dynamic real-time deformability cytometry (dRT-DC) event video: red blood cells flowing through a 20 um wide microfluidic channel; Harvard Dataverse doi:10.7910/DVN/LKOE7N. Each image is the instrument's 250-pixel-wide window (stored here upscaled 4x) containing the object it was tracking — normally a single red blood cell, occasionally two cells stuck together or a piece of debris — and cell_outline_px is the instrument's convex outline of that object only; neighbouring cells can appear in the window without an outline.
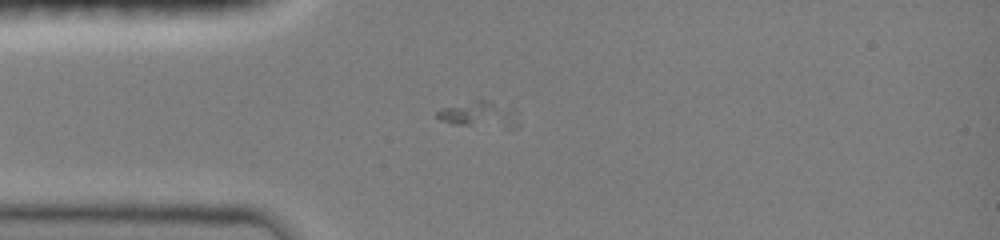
{"species": "common noctule bat (a hibernating species)", "species_latin": "Nyctalus noctula", "temperature_condition": "room temperature", "stored_images_in_passage": 38, "camera_frame_rate_fps": 3000, "um_per_image_px": 0.085, "animal": {"sex": "female", "body_mass_g": 19.0, "forearm_length_mm": 51.5}, "frame": {"image": 1, "passage_image": 1, "time_ms": 0.0, "image_size_px": [1000, 240], "cell_outline_px": [[516, 128], [508, 128], [452, 124], [440, 120], [436, 116], [436, 112], [440, 108], [476, 100], [488, 100], [516, 108]], "centroid_in_image_um": [40.75, 9.72], "position_along_channel_um": 44.2, "area_um2": 12.43}}
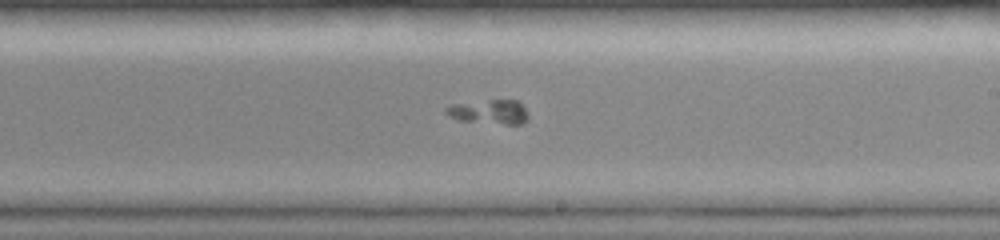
{"frame": {"image": 2, "passage_image": 17, "time_ms": 5.333, "image_size_px": [1000, 240], "cell_outline_px": [[528, 120], [524, 124], [504, 124], [460, 120], [448, 116], [444, 112], [444, 108], [452, 104], [488, 100], [516, 100], [528, 112]], "centroid_in_image_um": [41.59, 9.51], "position_along_channel_um": 247.4, "area_um2": 11.68}}
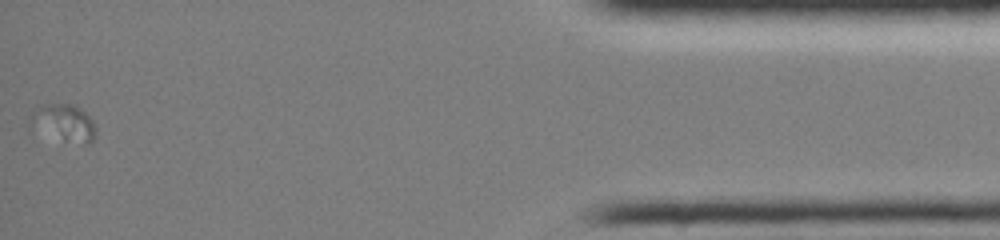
{"frame": {"image": 3, "passage_image": 38, "time_ms": 11.667, "image_size_px": [1000, 240], "cell_outline_px": [[96, 136], [88, 144], [84, 144], [28, 132], [28, 120], [32, 112], [44, 104], [76, 104], [92, 120], [96, 128]], "centroid_in_image_um": [5.32, 10.47], "position_along_channel_um": 429.9, "area_um2": 14.8}}